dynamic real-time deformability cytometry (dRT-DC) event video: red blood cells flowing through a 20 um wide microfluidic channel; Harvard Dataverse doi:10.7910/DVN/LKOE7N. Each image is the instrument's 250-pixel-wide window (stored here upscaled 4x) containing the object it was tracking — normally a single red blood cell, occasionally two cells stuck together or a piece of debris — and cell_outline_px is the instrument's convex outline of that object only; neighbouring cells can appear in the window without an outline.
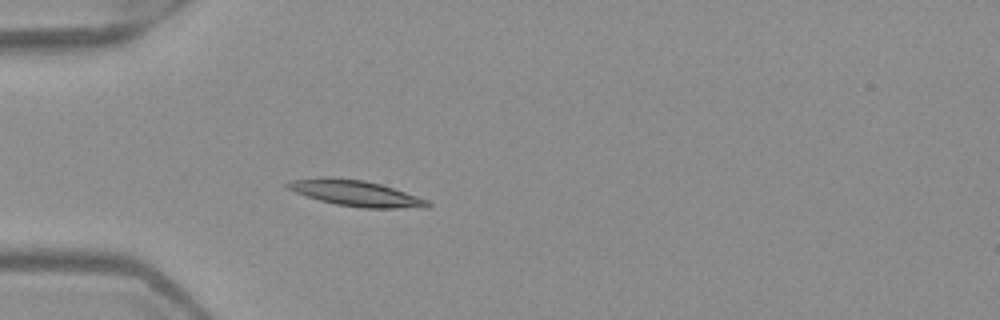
{"species": "Egyptian fruit bat (a non-hibernating species)", "species_latin": "Rousettus aegyptiacus", "temperature_condition": "warm", "stored_images_in_passage": 6, "camera_frame_rate_fps": 3000, "um_per_image_px": 0.085, "frame": {"image": 1, "passage_image": 6, "time_ms": 1.667, "image_size_px": [1000, 320], "cell_outline_px": [[432, 204], [428, 208], [364, 208], [336, 204], [320, 200], [284, 188], [284, 184], [288, 180], [320, 176], [328, 176], [364, 180], [380, 184], [428, 200]], "centroid_in_image_um": [30.18, 16.41], "position_along_channel_um": 54.8, "area_um2": 21.27}}